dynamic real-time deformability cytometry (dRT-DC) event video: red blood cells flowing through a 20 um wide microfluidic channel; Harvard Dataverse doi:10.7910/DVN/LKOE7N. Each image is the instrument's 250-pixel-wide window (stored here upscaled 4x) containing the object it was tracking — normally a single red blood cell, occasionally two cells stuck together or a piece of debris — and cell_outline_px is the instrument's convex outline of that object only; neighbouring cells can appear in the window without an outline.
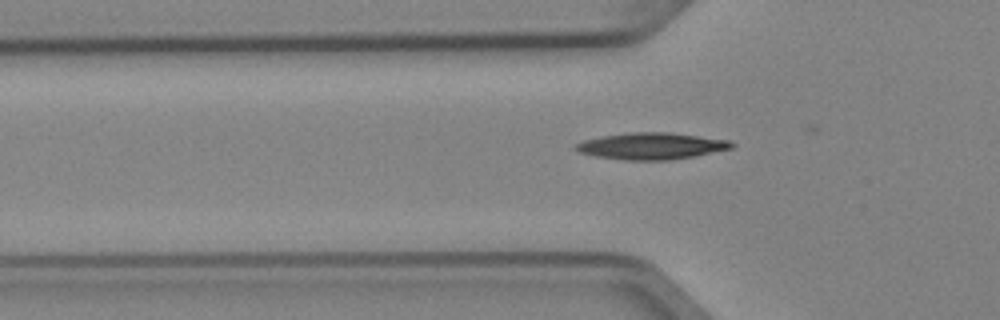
{"species": "Egyptian fruit bat (a non-hibernating species)", "species_latin": "Rousettus aegyptiacus", "temperature_condition": "cold", "stored_images_in_passage": 5, "camera_frame_rate_fps": 3000, "um_per_image_px": 0.085, "animal": {"sex": "female"}, "frame": {"image": 1, "passage_image": 4, "time_ms": 1.0, "image_size_px": [1000, 320], "cell_outline_px": [[736, 144], [732, 148], [672, 160], [624, 160], [596, 156], [580, 152], [572, 148], [576, 144], [584, 140], [600, 136], [628, 132], [668, 132], [728, 140]], "centroid_in_image_um": [55.33, 12.41], "position_along_channel_um": 70.5, "area_um2": 24.1}}
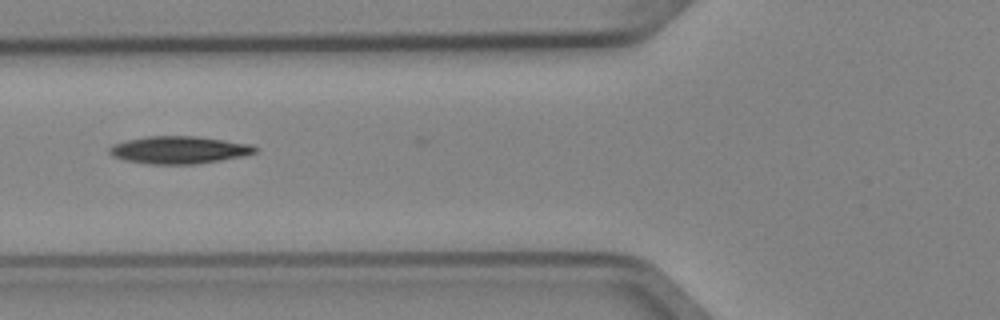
{"frame": {"image": 2, "passage_image": 5, "time_ms": 1.333, "image_size_px": [1000, 320], "cell_outline_px": [[260, 148], [256, 152], [244, 156], [196, 164], [148, 164], [124, 160], [112, 156], [108, 152], [108, 148], [112, 144], [128, 140], [148, 136], [196, 136], [252, 144]], "centroid_in_image_um": [15.22, 12.74], "position_along_channel_um": 110.6, "area_um2": 23.47}}